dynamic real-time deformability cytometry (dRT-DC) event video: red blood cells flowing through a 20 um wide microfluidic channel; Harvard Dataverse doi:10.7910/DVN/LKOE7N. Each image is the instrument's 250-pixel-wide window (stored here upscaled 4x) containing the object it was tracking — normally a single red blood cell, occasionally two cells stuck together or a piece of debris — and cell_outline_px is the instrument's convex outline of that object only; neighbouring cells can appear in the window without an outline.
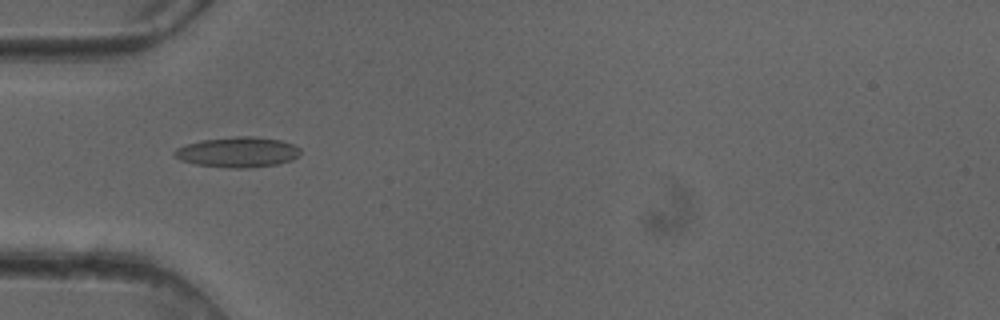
{"species": "common noctule bat (a hibernating species)", "species_latin": "Nyctalus noctula", "temperature_condition": "cold", "stored_images_in_passage": 50, "camera_frame_rate_fps": 3000, "um_per_image_px": 0.085, "animal": {"sex": "female"}, "frame": {"image": 1, "passage_image": 16, "time_ms": 5.0, "image_size_px": [1000, 320], "cell_outline_px": [[300, 152], [292, 160], [280, 164], [248, 168], [228, 168], [196, 164], [180, 160], [172, 152], [176, 148], [184, 144], [200, 140], [236, 136], [252, 136], [280, 140], [292, 144], [300, 148]], "centroid_in_image_um": [20.18, 12.93], "position_along_channel_um": 64.8, "area_um2": 22.37}}
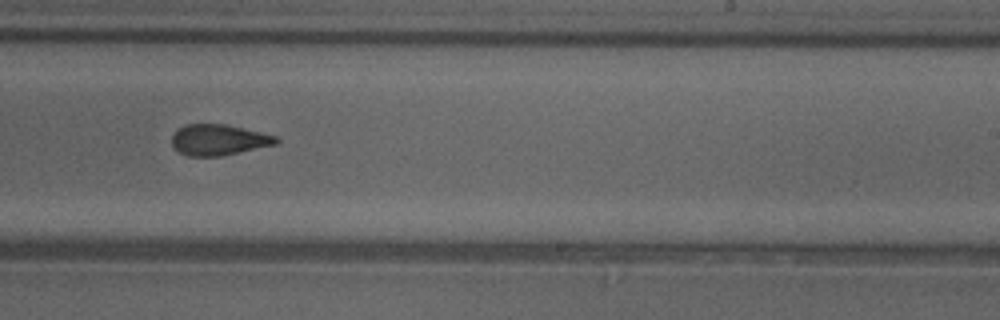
{"frame": {"image": 2, "passage_image": 31, "time_ms": 10.0, "image_size_px": [1000, 320], "cell_outline_px": [[280, 140], [276, 144], [220, 156], [188, 156], [172, 148], [172, 136], [176, 128], [184, 124], [224, 124], [260, 132], [276, 136]], "centroid_in_image_um": [18.53, 11.88], "position_along_channel_um": 270.5, "area_um2": 18.73}}
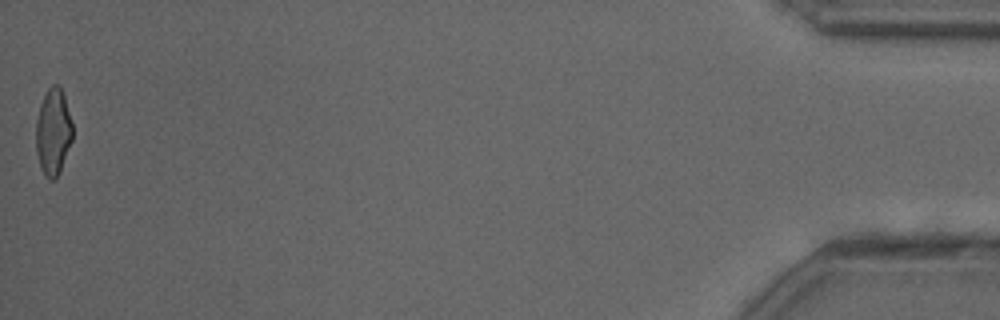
{"frame": {"image": 3, "passage_image": 50, "time_ms": 16.333, "image_size_px": [1000, 320], "cell_outline_px": [[72, 140], [60, 172], [56, 180], [48, 180], [44, 176], [36, 152], [36, 120], [40, 104], [48, 88], [52, 84], [60, 84], [64, 96], [72, 124]], "centroid_in_image_um": [4.51, 11.23], "position_along_channel_um": 430.7, "area_um2": 18.55}, "authors_computed_cell_mechanics": {"area_um2": 19.652, "velocity_mm_per_s": 4.1109, "shape_relaxation_time_tau1_ms": 6.4954, "shape_relaxation_time_tau2_ms": 2.0488, "deformation_change_tau1": 0.1431, "deformation_change_tau2": 0.0971}}